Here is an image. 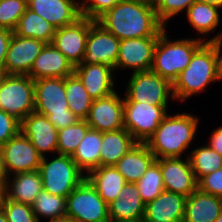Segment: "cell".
Returning <instances> with one entry per match:
<instances>
[{
	"instance_id": "obj_1",
	"label": "cell",
	"mask_w": 222,
	"mask_h": 222,
	"mask_svg": "<svg viewBox=\"0 0 222 222\" xmlns=\"http://www.w3.org/2000/svg\"><path fill=\"white\" fill-rule=\"evenodd\" d=\"M96 21L119 40L159 37L166 29L146 0H120Z\"/></svg>"
},
{
	"instance_id": "obj_2",
	"label": "cell",
	"mask_w": 222,
	"mask_h": 222,
	"mask_svg": "<svg viewBox=\"0 0 222 222\" xmlns=\"http://www.w3.org/2000/svg\"><path fill=\"white\" fill-rule=\"evenodd\" d=\"M198 124L196 115L167 113L146 144L156 159L182 157L194 141Z\"/></svg>"
},
{
	"instance_id": "obj_3",
	"label": "cell",
	"mask_w": 222,
	"mask_h": 222,
	"mask_svg": "<svg viewBox=\"0 0 222 222\" xmlns=\"http://www.w3.org/2000/svg\"><path fill=\"white\" fill-rule=\"evenodd\" d=\"M218 81L215 41L205 42L192 56L187 68L173 83L174 100L186 102Z\"/></svg>"
},
{
	"instance_id": "obj_4",
	"label": "cell",
	"mask_w": 222,
	"mask_h": 222,
	"mask_svg": "<svg viewBox=\"0 0 222 222\" xmlns=\"http://www.w3.org/2000/svg\"><path fill=\"white\" fill-rule=\"evenodd\" d=\"M167 36L165 29L158 37L151 70L173 84L187 68L194 53L208 40L200 37L170 40Z\"/></svg>"
},
{
	"instance_id": "obj_5",
	"label": "cell",
	"mask_w": 222,
	"mask_h": 222,
	"mask_svg": "<svg viewBox=\"0 0 222 222\" xmlns=\"http://www.w3.org/2000/svg\"><path fill=\"white\" fill-rule=\"evenodd\" d=\"M35 112L47 116L57 130L76 123L79 119L68 108L65 78L34 80Z\"/></svg>"
},
{
	"instance_id": "obj_6",
	"label": "cell",
	"mask_w": 222,
	"mask_h": 222,
	"mask_svg": "<svg viewBox=\"0 0 222 222\" xmlns=\"http://www.w3.org/2000/svg\"><path fill=\"white\" fill-rule=\"evenodd\" d=\"M52 160L42 157L39 172L43 189L52 195L66 198L85 179L86 174L69 155H60Z\"/></svg>"
},
{
	"instance_id": "obj_7",
	"label": "cell",
	"mask_w": 222,
	"mask_h": 222,
	"mask_svg": "<svg viewBox=\"0 0 222 222\" xmlns=\"http://www.w3.org/2000/svg\"><path fill=\"white\" fill-rule=\"evenodd\" d=\"M0 110L20 124L35 112L34 80L28 75H6L0 79Z\"/></svg>"
},
{
	"instance_id": "obj_8",
	"label": "cell",
	"mask_w": 222,
	"mask_h": 222,
	"mask_svg": "<svg viewBox=\"0 0 222 222\" xmlns=\"http://www.w3.org/2000/svg\"><path fill=\"white\" fill-rule=\"evenodd\" d=\"M126 86L124 101L168 106L174 100L173 84L152 70L131 73Z\"/></svg>"
},
{
	"instance_id": "obj_9",
	"label": "cell",
	"mask_w": 222,
	"mask_h": 222,
	"mask_svg": "<svg viewBox=\"0 0 222 222\" xmlns=\"http://www.w3.org/2000/svg\"><path fill=\"white\" fill-rule=\"evenodd\" d=\"M66 216L76 222H110L108 204L87 179L66 197Z\"/></svg>"
},
{
	"instance_id": "obj_10",
	"label": "cell",
	"mask_w": 222,
	"mask_h": 222,
	"mask_svg": "<svg viewBox=\"0 0 222 222\" xmlns=\"http://www.w3.org/2000/svg\"><path fill=\"white\" fill-rule=\"evenodd\" d=\"M167 110L168 106L124 101V128L137 142L146 143L167 115Z\"/></svg>"
},
{
	"instance_id": "obj_11",
	"label": "cell",
	"mask_w": 222,
	"mask_h": 222,
	"mask_svg": "<svg viewBox=\"0 0 222 222\" xmlns=\"http://www.w3.org/2000/svg\"><path fill=\"white\" fill-rule=\"evenodd\" d=\"M120 40L96 20L90 19L86 51L81 63L102 64L116 71Z\"/></svg>"
},
{
	"instance_id": "obj_12",
	"label": "cell",
	"mask_w": 222,
	"mask_h": 222,
	"mask_svg": "<svg viewBox=\"0 0 222 222\" xmlns=\"http://www.w3.org/2000/svg\"><path fill=\"white\" fill-rule=\"evenodd\" d=\"M1 148L7 176L39 170L42 156L21 131Z\"/></svg>"
},
{
	"instance_id": "obj_13",
	"label": "cell",
	"mask_w": 222,
	"mask_h": 222,
	"mask_svg": "<svg viewBox=\"0 0 222 222\" xmlns=\"http://www.w3.org/2000/svg\"><path fill=\"white\" fill-rule=\"evenodd\" d=\"M45 45L46 43L41 40L21 37L13 32L3 65V73L6 75H28L35 58Z\"/></svg>"
},
{
	"instance_id": "obj_14",
	"label": "cell",
	"mask_w": 222,
	"mask_h": 222,
	"mask_svg": "<svg viewBox=\"0 0 222 222\" xmlns=\"http://www.w3.org/2000/svg\"><path fill=\"white\" fill-rule=\"evenodd\" d=\"M89 30L90 19L81 17L71 25L56 29L51 44L75 67L84 58Z\"/></svg>"
},
{
	"instance_id": "obj_15",
	"label": "cell",
	"mask_w": 222,
	"mask_h": 222,
	"mask_svg": "<svg viewBox=\"0 0 222 222\" xmlns=\"http://www.w3.org/2000/svg\"><path fill=\"white\" fill-rule=\"evenodd\" d=\"M124 97L117 91L108 96L93 100L85 119L90 129L100 132L116 131L124 128Z\"/></svg>"
},
{
	"instance_id": "obj_16",
	"label": "cell",
	"mask_w": 222,
	"mask_h": 222,
	"mask_svg": "<svg viewBox=\"0 0 222 222\" xmlns=\"http://www.w3.org/2000/svg\"><path fill=\"white\" fill-rule=\"evenodd\" d=\"M158 37H141L120 40L116 61L118 69H130L133 72L151 70L154 50Z\"/></svg>"
},
{
	"instance_id": "obj_17",
	"label": "cell",
	"mask_w": 222,
	"mask_h": 222,
	"mask_svg": "<svg viewBox=\"0 0 222 222\" xmlns=\"http://www.w3.org/2000/svg\"><path fill=\"white\" fill-rule=\"evenodd\" d=\"M156 162L160 166L164 189L189 197L198 189L197 180L192 170L189 155L181 157L159 158Z\"/></svg>"
},
{
	"instance_id": "obj_18",
	"label": "cell",
	"mask_w": 222,
	"mask_h": 222,
	"mask_svg": "<svg viewBox=\"0 0 222 222\" xmlns=\"http://www.w3.org/2000/svg\"><path fill=\"white\" fill-rule=\"evenodd\" d=\"M20 131L31 141L42 157L57 153L58 130L47 116L36 112L30 113L21 123Z\"/></svg>"
},
{
	"instance_id": "obj_19",
	"label": "cell",
	"mask_w": 222,
	"mask_h": 222,
	"mask_svg": "<svg viewBox=\"0 0 222 222\" xmlns=\"http://www.w3.org/2000/svg\"><path fill=\"white\" fill-rule=\"evenodd\" d=\"M79 0H27V8L41 16L56 29L80 19Z\"/></svg>"
},
{
	"instance_id": "obj_20",
	"label": "cell",
	"mask_w": 222,
	"mask_h": 222,
	"mask_svg": "<svg viewBox=\"0 0 222 222\" xmlns=\"http://www.w3.org/2000/svg\"><path fill=\"white\" fill-rule=\"evenodd\" d=\"M145 205L136 183L126 182L118 198L108 204L110 222H142Z\"/></svg>"
},
{
	"instance_id": "obj_21",
	"label": "cell",
	"mask_w": 222,
	"mask_h": 222,
	"mask_svg": "<svg viewBox=\"0 0 222 222\" xmlns=\"http://www.w3.org/2000/svg\"><path fill=\"white\" fill-rule=\"evenodd\" d=\"M187 197L164 190L146 203L142 222H183Z\"/></svg>"
},
{
	"instance_id": "obj_22",
	"label": "cell",
	"mask_w": 222,
	"mask_h": 222,
	"mask_svg": "<svg viewBox=\"0 0 222 222\" xmlns=\"http://www.w3.org/2000/svg\"><path fill=\"white\" fill-rule=\"evenodd\" d=\"M75 67L51 43H46L35 58L28 74L33 80L40 78H65L74 74Z\"/></svg>"
},
{
	"instance_id": "obj_23",
	"label": "cell",
	"mask_w": 222,
	"mask_h": 222,
	"mask_svg": "<svg viewBox=\"0 0 222 222\" xmlns=\"http://www.w3.org/2000/svg\"><path fill=\"white\" fill-rule=\"evenodd\" d=\"M114 71L102 64L81 63L75 66L74 74L80 79L93 100L115 92Z\"/></svg>"
},
{
	"instance_id": "obj_24",
	"label": "cell",
	"mask_w": 222,
	"mask_h": 222,
	"mask_svg": "<svg viewBox=\"0 0 222 222\" xmlns=\"http://www.w3.org/2000/svg\"><path fill=\"white\" fill-rule=\"evenodd\" d=\"M42 189L39 170L13 174L12 177L7 176L4 183L5 197L22 204L32 205Z\"/></svg>"
},
{
	"instance_id": "obj_25",
	"label": "cell",
	"mask_w": 222,
	"mask_h": 222,
	"mask_svg": "<svg viewBox=\"0 0 222 222\" xmlns=\"http://www.w3.org/2000/svg\"><path fill=\"white\" fill-rule=\"evenodd\" d=\"M155 161L147 144L137 142L114 167L127 183H136Z\"/></svg>"
},
{
	"instance_id": "obj_26",
	"label": "cell",
	"mask_w": 222,
	"mask_h": 222,
	"mask_svg": "<svg viewBox=\"0 0 222 222\" xmlns=\"http://www.w3.org/2000/svg\"><path fill=\"white\" fill-rule=\"evenodd\" d=\"M222 212V198L197 189L186 199L183 222H215Z\"/></svg>"
},
{
	"instance_id": "obj_27",
	"label": "cell",
	"mask_w": 222,
	"mask_h": 222,
	"mask_svg": "<svg viewBox=\"0 0 222 222\" xmlns=\"http://www.w3.org/2000/svg\"><path fill=\"white\" fill-rule=\"evenodd\" d=\"M86 179L107 203L115 201L126 181L114 166H99L86 175Z\"/></svg>"
},
{
	"instance_id": "obj_28",
	"label": "cell",
	"mask_w": 222,
	"mask_h": 222,
	"mask_svg": "<svg viewBox=\"0 0 222 222\" xmlns=\"http://www.w3.org/2000/svg\"><path fill=\"white\" fill-rule=\"evenodd\" d=\"M136 143L125 128L103 132L100 166H114Z\"/></svg>"
},
{
	"instance_id": "obj_29",
	"label": "cell",
	"mask_w": 222,
	"mask_h": 222,
	"mask_svg": "<svg viewBox=\"0 0 222 222\" xmlns=\"http://www.w3.org/2000/svg\"><path fill=\"white\" fill-rule=\"evenodd\" d=\"M101 145L102 132L89 129L71 156L86 175L100 166Z\"/></svg>"
},
{
	"instance_id": "obj_30",
	"label": "cell",
	"mask_w": 222,
	"mask_h": 222,
	"mask_svg": "<svg viewBox=\"0 0 222 222\" xmlns=\"http://www.w3.org/2000/svg\"><path fill=\"white\" fill-rule=\"evenodd\" d=\"M220 9L216 5L197 0L186 10L187 20L198 35L205 36L220 25Z\"/></svg>"
},
{
	"instance_id": "obj_31",
	"label": "cell",
	"mask_w": 222,
	"mask_h": 222,
	"mask_svg": "<svg viewBox=\"0 0 222 222\" xmlns=\"http://www.w3.org/2000/svg\"><path fill=\"white\" fill-rule=\"evenodd\" d=\"M55 31L56 28L53 25L31 9L26 8L13 32L21 37H31L51 43Z\"/></svg>"
},
{
	"instance_id": "obj_32",
	"label": "cell",
	"mask_w": 222,
	"mask_h": 222,
	"mask_svg": "<svg viewBox=\"0 0 222 222\" xmlns=\"http://www.w3.org/2000/svg\"><path fill=\"white\" fill-rule=\"evenodd\" d=\"M65 91L68 108L79 120H85L89 114L93 99L75 74L65 77Z\"/></svg>"
},
{
	"instance_id": "obj_33",
	"label": "cell",
	"mask_w": 222,
	"mask_h": 222,
	"mask_svg": "<svg viewBox=\"0 0 222 222\" xmlns=\"http://www.w3.org/2000/svg\"><path fill=\"white\" fill-rule=\"evenodd\" d=\"M189 160L197 182L222 167V156L207 144L191 150Z\"/></svg>"
},
{
	"instance_id": "obj_34",
	"label": "cell",
	"mask_w": 222,
	"mask_h": 222,
	"mask_svg": "<svg viewBox=\"0 0 222 222\" xmlns=\"http://www.w3.org/2000/svg\"><path fill=\"white\" fill-rule=\"evenodd\" d=\"M31 206L38 222H40V217L51 220L66 215V198L52 195L44 189Z\"/></svg>"
},
{
	"instance_id": "obj_35",
	"label": "cell",
	"mask_w": 222,
	"mask_h": 222,
	"mask_svg": "<svg viewBox=\"0 0 222 222\" xmlns=\"http://www.w3.org/2000/svg\"><path fill=\"white\" fill-rule=\"evenodd\" d=\"M89 129L86 120H78L73 125L58 130L57 154L72 156Z\"/></svg>"
},
{
	"instance_id": "obj_36",
	"label": "cell",
	"mask_w": 222,
	"mask_h": 222,
	"mask_svg": "<svg viewBox=\"0 0 222 222\" xmlns=\"http://www.w3.org/2000/svg\"><path fill=\"white\" fill-rule=\"evenodd\" d=\"M136 185L145 204L154 200L165 190L160 166L156 161L136 182Z\"/></svg>"
},
{
	"instance_id": "obj_37",
	"label": "cell",
	"mask_w": 222,
	"mask_h": 222,
	"mask_svg": "<svg viewBox=\"0 0 222 222\" xmlns=\"http://www.w3.org/2000/svg\"><path fill=\"white\" fill-rule=\"evenodd\" d=\"M26 8L27 0H0V28L14 31Z\"/></svg>"
},
{
	"instance_id": "obj_38",
	"label": "cell",
	"mask_w": 222,
	"mask_h": 222,
	"mask_svg": "<svg viewBox=\"0 0 222 222\" xmlns=\"http://www.w3.org/2000/svg\"><path fill=\"white\" fill-rule=\"evenodd\" d=\"M197 0H157L153 6L157 13L158 19L168 27L169 20L179 13L183 12L193 4Z\"/></svg>"
},
{
	"instance_id": "obj_39",
	"label": "cell",
	"mask_w": 222,
	"mask_h": 222,
	"mask_svg": "<svg viewBox=\"0 0 222 222\" xmlns=\"http://www.w3.org/2000/svg\"><path fill=\"white\" fill-rule=\"evenodd\" d=\"M2 210L8 222H38L29 204L17 203L4 197Z\"/></svg>"
},
{
	"instance_id": "obj_40",
	"label": "cell",
	"mask_w": 222,
	"mask_h": 222,
	"mask_svg": "<svg viewBox=\"0 0 222 222\" xmlns=\"http://www.w3.org/2000/svg\"><path fill=\"white\" fill-rule=\"evenodd\" d=\"M119 1L120 0H82L79 2L81 16L91 20H97L106 11L112 9Z\"/></svg>"
},
{
	"instance_id": "obj_41",
	"label": "cell",
	"mask_w": 222,
	"mask_h": 222,
	"mask_svg": "<svg viewBox=\"0 0 222 222\" xmlns=\"http://www.w3.org/2000/svg\"><path fill=\"white\" fill-rule=\"evenodd\" d=\"M197 185L200 191L222 198V167L202 177Z\"/></svg>"
},
{
	"instance_id": "obj_42",
	"label": "cell",
	"mask_w": 222,
	"mask_h": 222,
	"mask_svg": "<svg viewBox=\"0 0 222 222\" xmlns=\"http://www.w3.org/2000/svg\"><path fill=\"white\" fill-rule=\"evenodd\" d=\"M20 126L16 119L0 110V147L20 131Z\"/></svg>"
},
{
	"instance_id": "obj_43",
	"label": "cell",
	"mask_w": 222,
	"mask_h": 222,
	"mask_svg": "<svg viewBox=\"0 0 222 222\" xmlns=\"http://www.w3.org/2000/svg\"><path fill=\"white\" fill-rule=\"evenodd\" d=\"M12 35L13 31L0 28V69L2 70Z\"/></svg>"
},
{
	"instance_id": "obj_44",
	"label": "cell",
	"mask_w": 222,
	"mask_h": 222,
	"mask_svg": "<svg viewBox=\"0 0 222 222\" xmlns=\"http://www.w3.org/2000/svg\"><path fill=\"white\" fill-rule=\"evenodd\" d=\"M215 41V54L217 57V77L222 80V32L208 39V42Z\"/></svg>"
},
{
	"instance_id": "obj_45",
	"label": "cell",
	"mask_w": 222,
	"mask_h": 222,
	"mask_svg": "<svg viewBox=\"0 0 222 222\" xmlns=\"http://www.w3.org/2000/svg\"><path fill=\"white\" fill-rule=\"evenodd\" d=\"M212 132L207 145L222 156V126L217 127Z\"/></svg>"
},
{
	"instance_id": "obj_46",
	"label": "cell",
	"mask_w": 222,
	"mask_h": 222,
	"mask_svg": "<svg viewBox=\"0 0 222 222\" xmlns=\"http://www.w3.org/2000/svg\"><path fill=\"white\" fill-rule=\"evenodd\" d=\"M6 177H7V174L4 167L3 151H2V148L0 147V179H6Z\"/></svg>"
},
{
	"instance_id": "obj_47",
	"label": "cell",
	"mask_w": 222,
	"mask_h": 222,
	"mask_svg": "<svg viewBox=\"0 0 222 222\" xmlns=\"http://www.w3.org/2000/svg\"><path fill=\"white\" fill-rule=\"evenodd\" d=\"M6 179H0V210H2V203L5 197V191H4V183Z\"/></svg>"
},
{
	"instance_id": "obj_48",
	"label": "cell",
	"mask_w": 222,
	"mask_h": 222,
	"mask_svg": "<svg viewBox=\"0 0 222 222\" xmlns=\"http://www.w3.org/2000/svg\"><path fill=\"white\" fill-rule=\"evenodd\" d=\"M48 222H76L74 219L68 217V216H63L55 219H51Z\"/></svg>"
},
{
	"instance_id": "obj_49",
	"label": "cell",
	"mask_w": 222,
	"mask_h": 222,
	"mask_svg": "<svg viewBox=\"0 0 222 222\" xmlns=\"http://www.w3.org/2000/svg\"><path fill=\"white\" fill-rule=\"evenodd\" d=\"M198 1L205 2L208 4H213L222 8V0H198Z\"/></svg>"
},
{
	"instance_id": "obj_50",
	"label": "cell",
	"mask_w": 222,
	"mask_h": 222,
	"mask_svg": "<svg viewBox=\"0 0 222 222\" xmlns=\"http://www.w3.org/2000/svg\"><path fill=\"white\" fill-rule=\"evenodd\" d=\"M0 222H8L3 210H0Z\"/></svg>"
},
{
	"instance_id": "obj_51",
	"label": "cell",
	"mask_w": 222,
	"mask_h": 222,
	"mask_svg": "<svg viewBox=\"0 0 222 222\" xmlns=\"http://www.w3.org/2000/svg\"><path fill=\"white\" fill-rule=\"evenodd\" d=\"M215 222H222V212Z\"/></svg>"
},
{
	"instance_id": "obj_52",
	"label": "cell",
	"mask_w": 222,
	"mask_h": 222,
	"mask_svg": "<svg viewBox=\"0 0 222 222\" xmlns=\"http://www.w3.org/2000/svg\"><path fill=\"white\" fill-rule=\"evenodd\" d=\"M146 1L149 2V3L154 4L157 0H146Z\"/></svg>"
},
{
	"instance_id": "obj_53",
	"label": "cell",
	"mask_w": 222,
	"mask_h": 222,
	"mask_svg": "<svg viewBox=\"0 0 222 222\" xmlns=\"http://www.w3.org/2000/svg\"><path fill=\"white\" fill-rule=\"evenodd\" d=\"M3 75H4L3 70L0 69V79L2 78Z\"/></svg>"
}]
</instances>
